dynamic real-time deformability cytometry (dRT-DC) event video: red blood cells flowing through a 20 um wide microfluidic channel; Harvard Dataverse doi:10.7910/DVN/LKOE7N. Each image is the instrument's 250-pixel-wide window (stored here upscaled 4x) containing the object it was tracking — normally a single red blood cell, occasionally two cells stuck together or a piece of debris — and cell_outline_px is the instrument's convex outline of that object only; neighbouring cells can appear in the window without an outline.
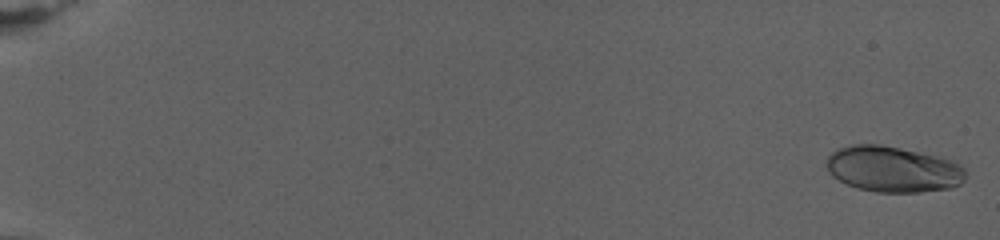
{"species": "human", "species_latin": "Homo sapiens", "temperature_condition": "warm", "stored_images_in_passage": 79, "camera_frame_rate_fps": 3000, "um_per_image_px": 0.085, "donor": {"sex": "female"}, "frame": {"image": 1, "passage_image": 2, "time_ms": 0.333, "image_size_px": [1000, 240], "cell_outline_px": [[964, 180], [960, 184], [952, 188], [920, 192], [876, 192], [860, 188], [848, 184], [832, 176], [828, 172], [828, 156], [836, 148], [852, 144], [880, 144], [900, 148], [936, 156], [948, 160], [964, 168]], "centroid_in_image_um": [75.88, 14.38], "position_along_channel_um": 9.1, "area_um2": 36.82}}
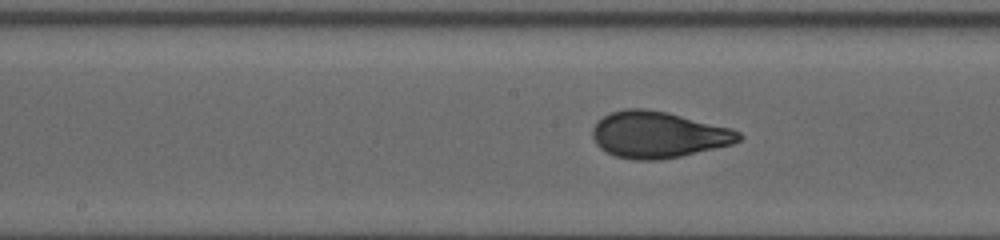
{"frame": {"image": 2, "passage_image": 44, "time_ms": 14.333, "image_size_px": [1000, 240], "cell_outline_px": [[744, 136], [740, 140], [732, 144], [680, 156], [660, 160], [636, 160], [616, 156], [600, 148], [596, 144], [592, 136], [592, 128], [596, 120], [612, 112], [624, 108], [644, 108], [668, 112], [732, 128], [740, 132]], "centroid_in_image_um": [55.94, 11.43], "position_along_channel_um": 192.3, "area_um2": 39.71}}
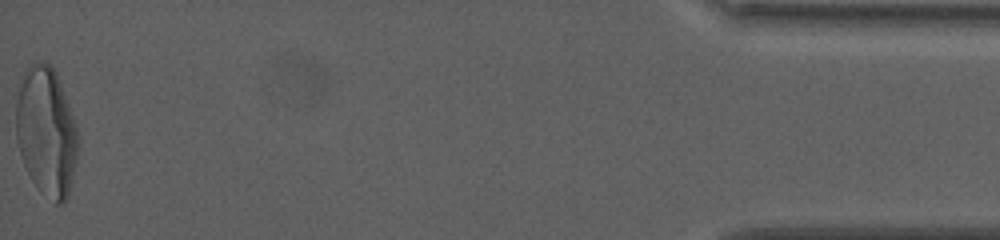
{"frame": {"image": 3, "passage_image": 79, "time_ms": 26.0, "image_size_px": [1000, 240], "cell_outline_px": [[76, 156], [72, 180], [68, 196], [64, 204], [56, 204], [40, 192], [36, 188], [24, 164], [16, 140], [16, 100], [20, 76], [28, 64], [36, 60], [44, 60], [56, 72], [72, 116], [76, 128]], "centroid_in_image_um": [3.89, 11.16], "position_along_channel_um": 431.3, "area_um2": 46.53}, "authors_computed_cell_mechanics": {"area_um2": 37.9746, "velocity_mm_per_s": 2.7573, "shape_relaxation_time_tau1_ms": 5.8826, "shape_relaxation_time_tau2_ms": null, "deformation_change_tau1": 0.2392, "deformation_change_tau2": null}}